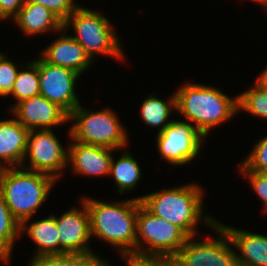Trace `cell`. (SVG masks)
<instances>
[{
  "mask_svg": "<svg viewBox=\"0 0 267 266\" xmlns=\"http://www.w3.org/2000/svg\"><path fill=\"white\" fill-rule=\"evenodd\" d=\"M127 266H176L173 258L143 257L137 255L123 256Z\"/></svg>",
  "mask_w": 267,
  "mask_h": 266,
  "instance_id": "30",
  "label": "cell"
},
{
  "mask_svg": "<svg viewBox=\"0 0 267 266\" xmlns=\"http://www.w3.org/2000/svg\"><path fill=\"white\" fill-rule=\"evenodd\" d=\"M26 35L42 34L63 29V22L42 4L25 2L19 13L12 18Z\"/></svg>",
  "mask_w": 267,
  "mask_h": 266,
  "instance_id": "18",
  "label": "cell"
},
{
  "mask_svg": "<svg viewBox=\"0 0 267 266\" xmlns=\"http://www.w3.org/2000/svg\"><path fill=\"white\" fill-rule=\"evenodd\" d=\"M200 187L196 183H190L173 189H162L136 199L153 215L177 225L189 237H195L199 221L205 222L208 227L217 222L213 217L202 213L204 195Z\"/></svg>",
  "mask_w": 267,
  "mask_h": 266,
  "instance_id": "2",
  "label": "cell"
},
{
  "mask_svg": "<svg viewBox=\"0 0 267 266\" xmlns=\"http://www.w3.org/2000/svg\"><path fill=\"white\" fill-rule=\"evenodd\" d=\"M25 71L21 70L18 72L16 80L13 85L12 92L9 94L13 95L17 100L12 108L19 102L37 96L40 93L39 87V59L30 61L23 65Z\"/></svg>",
  "mask_w": 267,
  "mask_h": 266,
  "instance_id": "22",
  "label": "cell"
},
{
  "mask_svg": "<svg viewBox=\"0 0 267 266\" xmlns=\"http://www.w3.org/2000/svg\"><path fill=\"white\" fill-rule=\"evenodd\" d=\"M28 135L29 130L16 118L0 120V165L3 168H9L6 164L11 168L23 165Z\"/></svg>",
  "mask_w": 267,
  "mask_h": 266,
  "instance_id": "16",
  "label": "cell"
},
{
  "mask_svg": "<svg viewBox=\"0 0 267 266\" xmlns=\"http://www.w3.org/2000/svg\"><path fill=\"white\" fill-rule=\"evenodd\" d=\"M68 121L74 123L69 135L76 142L115 150L128 144L127 132L111 109L90 111L78 105L69 114Z\"/></svg>",
  "mask_w": 267,
  "mask_h": 266,
  "instance_id": "5",
  "label": "cell"
},
{
  "mask_svg": "<svg viewBox=\"0 0 267 266\" xmlns=\"http://www.w3.org/2000/svg\"><path fill=\"white\" fill-rule=\"evenodd\" d=\"M141 117L151 127H160L157 133L162 132L171 122L168 121L172 111L176 110V94L168 101L161 100L155 95H149L141 103ZM173 109V110H172Z\"/></svg>",
  "mask_w": 267,
  "mask_h": 266,
  "instance_id": "21",
  "label": "cell"
},
{
  "mask_svg": "<svg viewBox=\"0 0 267 266\" xmlns=\"http://www.w3.org/2000/svg\"><path fill=\"white\" fill-rule=\"evenodd\" d=\"M118 161L112 157L109 175L113 176L119 193L131 191L141 179V169L130 152H122ZM116 162V163H115Z\"/></svg>",
  "mask_w": 267,
  "mask_h": 266,
  "instance_id": "20",
  "label": "cell"
},
{
  "mask_svg": "<svg viewBox=\"0 0 267 266\" xmlns=\"http://www.w3.org/2000/svg\"><path fill=\"white\" fill-rule=\"evenodd\" d=\"M79 77L80 74L71 69L51 65L39 58V95L57 104L68 115L80 105L75 93V82Z\"/></svg>",
  "mask_w": 267,
  "mask_h": 266,
  "instance_id": "11",
  "label": "cell"
},
{
  "mask_svg": "<svg viewBox=\"0 0 267 266\" xmlns=\"http://www.w3.org/2000/svg\"><path fill=\"white\" fill-rule=\"evenodd\" d=\"M217 222L226 230L234 248L239 251V266H267V236Z\"/></svg>",
  "mask_w": 267,
  "mask_h": 266,
  "instance_id": "17",
  "label": "cell"
},
{
  "mask_svg": "<svg viewBox=\"0 0 267 266\" xmlns=\"http://www.w3.org/2000/svg\"><path fill=\"white\" fill-rule=\"evenodd\" d=\"M240 170L267 173V136L258 140L252 152L240 163Z\"/></svg>",
  "mask_w": 267,
  "mask_h": 266,
  "instance_id": "25",
  "label": "cell"
},
{
  "mask_svg": "<svg viewBox=\"0 0 267 266\" xmlns=\"http://www.w3.org/2000/svg\"><path fill=\"white\" fill-rule=\"evenodd\" d=\"M253 1H256V2H258V3H260V4L264 5V6L265 5L267 6V0H253Z\"/></svg>",
  "mask_w": 267,
  "mask_h": 266,
  "instance_id": "35",
  "label": "cell"
},
{
  "mask_svg": "<svg viewBox=\"0 0 267 266\" xmlns=\"http://www.w3.org/2000/svg\"><path fill=\"white\" fill-rule=\"evenodd\" d=\"M24 4L25 0H0V16L4 20L14 18Z\"/></svg>",
  "mask_w": 267,
  "mask_h": 266,
  "instance_id": "31",
  "label": "cell"
},
{
  "mask_svg": "<svg viewBox=\"0 0 267 266\" xmlns=\"http://www.w3.org/2000/svg\"><path fill=\"white\" fill-rule=\"evenodd\" d=\"M246 111L267 121V91L255 84L238 95V111Z\"/></svg>",
  "mask_w": 267,
  "mask_h": 266,
  "instance_id": "24",
  "label": "cell"
},
{
  "mask_svg": "<svg viewBox=\"0 0 267 266\" xmlns=\"http://www.w3.org/2000/svg\"><path fill=\"white\" fill-rule=\"evenodd\" d=\"M3 169L4 168L0 165V177H1V173H2Z\"/></svg>",
  "mask_w": 267,
  "mask_h": 266,
  "instance_id": "36",
  "label": "cell"
},
{
  "mask_svg": "<svg viewBox=\"0 0 267 266\" xmlns=\"http://www.w3.org/2000/svg\"><path fill=\"white\" fill-rule=\"evenodd\" d=\"M20 235V223L12 216L0 191V250L9 259L15 240Z\"/></svg>",
  "mask_w": 267,
  "mask_h": 266,
  "instance_id": "23",
  "label": "cell"
},
{
  "mask_svg": "<svg viewBox=\"0 0 267 266\" xmlns=\"http://www.w3.org/2000/svg\"><path fill=\"white\" fill-rule=\"evenodd\" d=\"M220 238H208L194 242L188 237L178 254L173 258L176 266H239L237 253L226 230L216 222L212 227ZM231 245V247H230Z\"/></svg>",
  "mask_w": 267,
  "mask_h": 266,
  "instance_id": "8",
  "label": "cell"
},
{
  "mask_svg": "<svg viewBox=\"0 0 267 266\" xmlns=\"http://www.w3.org/2000/svg\"><path fill=\"white\" fill-rule=\"evenodd\" d=\"M0 53V96H8L13 89L14 82L19 72L18 66Z\"/></svg>",
  "mask_w": 267,
  "mask_h": 266,
  "instance_id": "26",
  "label": "cell"
},
{
  "mask_svg": "<svg viewBox=\"0 0 267 266\" xmlns=\"http://www.w3.org/2000/svg\"><path fill=\"white\" fill-rule=\"evenodd\" d=\"M82 210L71 208L55 216L56 226L59 229L60 255L61 254H87L91 253L88 242L91 238L90 216L86 203L82 200Z\"/></svg>",
  "mask_w": 267,
  "mask_h": 266,
  "instance_id": "12",
  "label": "cell"
},
{
  "mask_svg": "<svg viewBox=\"0 0 267 266\" xmlns=\"http://www.w3.org/2000/svg\"><path fill=\"white\" fill-rule=\"evenodd\" d=\"M109 263L91 252L87 254H76V266H110Z\"/></svg>",
  "mask_w": 267,
  "mask_h": 266,
  "instance_id": "32",
  "label": "cell"
},
{
  "mask_svg": "<svg viewBox=\"0 0 267 266\" xmlns=\"http://www.w3.org/2000/svg\"><path fill=\"white\" fill-rule=\"evenodd\" d=\"M188 237L177 225L153 215L141 204V201H138L137 256L174 258ZM144 243L147 245L145 248H143Z\"/></svg>",
  "mask_w": 267,
  "mask_h": 266,
  "instance_id": "7",
  "label": "cell"
},
{
  "mask_svg": "<svg viewBox=\"0 0 267 266\" xmlns=\"http://www.w3.org/2000/svg\"><path fill=\"white\" fill-rule=\"evenodd\" d=\"M11 112L29 131L52 129L68 122L69 115L57 104L42 95H37L17 103Z\"/></svg>",
  "mask_w": 267,
  "mask_h": 266,
  "instance_id": "13",
  "label": "cell"
},
{
  "mask_svg": "<svg viewBox=\"0 0 267 266\" xmlns=\"http://www.w3.org/2000/svg\"><path fill=\"white\" fill-rule=\"evenodd\" d=\"M30 266H76V254L43 255L33 257Z\"/></svg>",
  "mask_w": 267,
  "mask_h": 266,
  "instance_id": "28",
  "label": "cell"
},
{
  "mask_svg": "<svg viewBox=\"0 0 267 266\" xmlns=\"http://www.w3.org/2000/svg\"><path fill=\"white\" fill-rule=\"evenodd\" d=\"M24 220L20 224V234L26 231L34 244L37 245V252L34 257L43 255H60L59 229L56 226L55 215H50L48 218L35 221L27 224Z\"/></svg>",
  "mask_w": 267,
  "mask_h": 266,
  "instance_id": "19",
  "label": "cell"
},
{
  "mask_svg": "<svg viewBox=\"0 0 267 266\" xmlns=\"http://www.w3.org/2000/svg\"><path fill=\"white\" fill-rule=\"evenodd\" d=\"M62 31L63 34L42 51L41 57L51 65L65 67L81 75L93 61L78 41L66 36V30Z\"/></svg>",
  "mask_w": 267,
  "mask_h": 266,
  "instance_id": "15",
  "label": "cell"
},
{
  "mask_svg": "<svg viewBox=\"0 0 267 266\" xmlns=\"http://www.w3.org/2000/svg\"><path fill=\"white\" fill-rule=\"evenodd\" d=\"M55 183L50 175L22 167H9L1 173L0 191L12 216L21 224L33 217Z\"/></svg>",
  "mask_w": 267,
  "mask_h": 266,
  "instance_id": "4",
  "label": "cell"
},
{
  "mask_svg": "<svg viewBox=\"0 0 267 266\" xmlns=\"http://www.w3.org/2000/svg\"><path fill=\"white\" fill-rule=\"evenodd\" d=\"M73 143V144H72ZM68 146V165L75 173L89 176L109 175L114 149L88 145L72 140Z\"/></svg>",
  "mask_w": 267,
  "mask_h": 266,
  "instance_id": "14",
  "label": "cell"
},
{
  "mask_svg": "<svg viewBox=\"0 0 267 266\" xmlns=\"http://www.w3.org/2000/svg\"><path fill=\"white\" fill-rule=\"evenodd\" d=\"M205 138L194 125L186 121H172L157 134V148L163 159L172 165H184L198 156Z\"/></svg>",
  "mask_w": 267,
  "mask_h": 266,
  "instance_id": "10",
  "label": "cell"
},
{
  "mask_svg": "<svg viewBox=\"0 0 267 266\" xmlns=\"http://www.w3.org/2000/svg\"><path fill=\"white\" fill-rule=\"evenodd\" d=\"M242 174L249 179V183L254 192L262 200L267 211V173H259L251 170H240Z\"/></svg>",
  "mask_w": 267,
  "mask_h": 266,
  "instance_id": "29",
  "label": "cell"
},
{
  "mask_svg": "<svg viewBox=\"0 0 267 266\" xmlns=\"http://www.w3.org/2000/svg\"><path fill=\"white\" fill-rule=\"evenodd\" d=\"M0 261H4L5 263L10 261V259L0 250Z\"/></svg>",
  "mask_w": 267,
  "mask_h": 266,
  "instance_id": "34",
  "label": "cell"
},
{
  "mask_svg": "<svg viewBox=\"0 0 267 266\" xmlns=\"http://www.w3.org/2000/svg\"><path fill=\"white\" fill-rule=\"evenodd\" d=\"M176 110L204 136L238 113V96L230 97L220 89L187 83L177 89Z\"/></svg>",
  "mask_w": 267,
  "mask_h": 266,
  "instance_id": "3",
  "label": "cell"
},
{
  "mask_svg": "<svg viewBox=\"0 0 267 266\" xmlns=\"http://www.w3.org/2000/svg\"><path fill=\"white\" fill-rule=\"evenodd\" d=\"M29 158V165L24 169L41 172L59 179L61 171L68 166V151L63 148L52 129L29 131L25 160Z\"/></svg>",
  "mask_w": 267,
  "mask_h": 266,
  "instance_id": "9",
  "label": "cell"
},
{
  "mask_svg": "<svg viewBox=\"0 0 267 266\" xmlns=\"http://www.w3.org/2000/svg\"><path fill=\"white\" fill-rule=\"evenodd\" d=\"M82 200L90 216L91 237H99L116 246L122 257L136 255L138 200L133 198L114 203L88 197Z\"/></svg>",
  "mask_w": 267,
  "mask_h": 266,
  "instance_id": "1",
  "label": "cell"
},
{
  "mask_svg": "<svg viewBox=\"0 0 267 266\" xmlns=\"http://www.w3.org/2000/svg\"><path fill=\"white\" fill-rule=\"evenodd\" d=\"M70 25L76 33V36L71 37L83 46L92 61L98 54L112 56L117 60L124 58L120 40L101 12L79 5L63 22V29L66 30Z\"/></svg>",
  "mask_w": 267,
  "mask_h": 266,
  "instance_id": "6",
  "label": "cell"
},
{
  "mask_svg": "<svg viewBox=\"0 0 267 266\" xmlns=\"http://www.w3.org/2000/svg\"><path fill=\"white\" fill-rule=\"evenodd\" d=\"M29 3L42 4L52 11L62 22L79 6L72 0H25Z\"/></svg>",
  "mask_w": 267,
  "mask_h": 266,
  "instance_id": "27",
  "label": "cell"
},
{
  "mask_svg": "<svg viewBox=\"0 0 267 266\" xmlns=\"http://www.w3.org/2000/svg\"><path fill=\"white\" fill-rule=\"evenodd\" d=\"M258 86H260L262 89L267 91V68L263 71V73L259 76L256 83Z\"/></svg>",
  "mask_w": 267,
  "mask_h": 266,
  "instance_id": "33",
  "label": "cell"
}]
</instances>
